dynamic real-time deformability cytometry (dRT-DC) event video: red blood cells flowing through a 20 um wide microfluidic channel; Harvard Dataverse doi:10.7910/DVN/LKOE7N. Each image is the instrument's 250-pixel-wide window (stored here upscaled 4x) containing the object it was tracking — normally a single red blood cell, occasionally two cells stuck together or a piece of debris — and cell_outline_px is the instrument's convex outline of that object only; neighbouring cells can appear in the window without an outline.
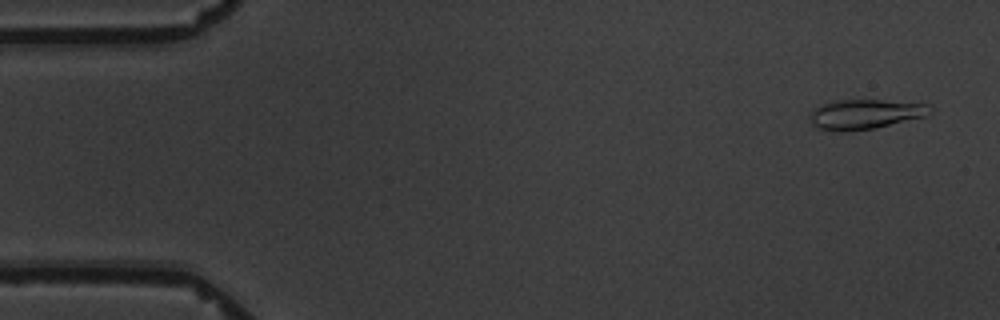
{"species": "common noctule bat (a hibernating species)", "species_latin": "Nyctalus noctula", "temperature_condition": "warm", "stored_images_in_passage": 5, "segment_of_instrument_passage": [2, 2], "camera_frame_rate_fps": 3000, "um_per_image_px": 0.085, "animal": {"sex": "male", "body_mass_g": 19.5, "forearm_length_mm": 54.6}, "frame": {"image": 1, "passage_image": 5, "time_ms": 8.0, "image_size_px": [1000, 320], "cell_outline_px": [[932, 112], [928, 116], [876, 128], [852, 132], [840, 132], [820, 128], [812, 124], [808, 116], [812, 108], [820, 104], [836, 100], [880, 100], [932, 104]], "centroid_in_image_um": [73.55, 9.71], "position_along_channel_um": 11.5, "area_um2": 21.39}}